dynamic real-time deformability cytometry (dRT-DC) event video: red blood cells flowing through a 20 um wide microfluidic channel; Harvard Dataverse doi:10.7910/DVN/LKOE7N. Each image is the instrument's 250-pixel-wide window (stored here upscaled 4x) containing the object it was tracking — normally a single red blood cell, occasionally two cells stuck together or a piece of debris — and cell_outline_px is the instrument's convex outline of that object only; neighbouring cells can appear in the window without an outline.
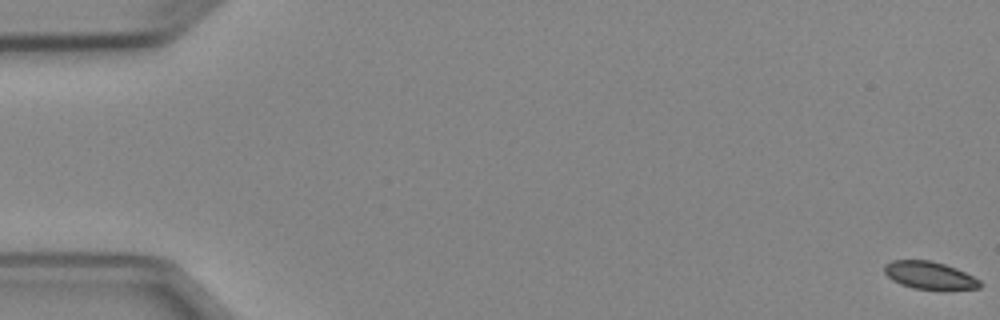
{"species": "Egyptian fruit bat (a non-hibernating species)", "species_latin": "Rousettus aegyptiacus", "temperature_condition": "cold", "stored_images_in_passage": 8, "camera_frame_rate_fps": 3000, "um_per_image_px": 0.085, "animal": {"sex": "female"}, "frame": {"image": 1, "passage_image": 1, "time_ms": 0.0, "image_size_px": [1000, 320], "cell_outline_px": [[980, 288], [940, 292], [912, 288], [900, 284], [892, 280], [884, 272], [884, 264], [892, 260], [932, 260], [956, 268], [980, 280]], "centroid_in_image_um": [79.02, 23.44], "position_along_channel_um": 6.0, "area_um2": 15.95}}
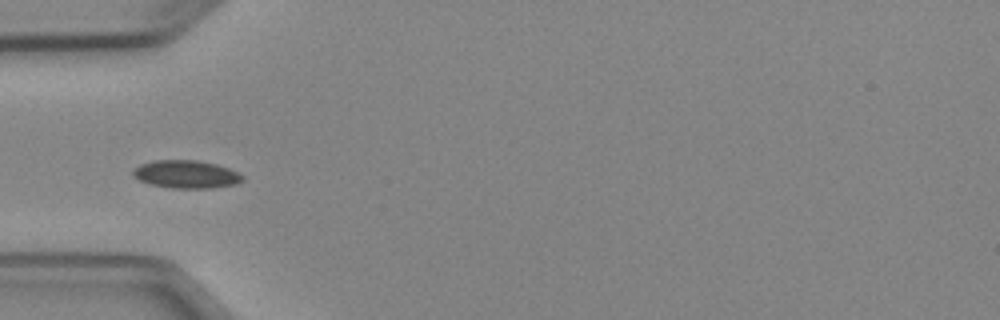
{"frame": {"image": 2, "passage_image": 5, "time_ms": 5.667, "image_size_px": [1000, 320], "cell_outline_px": [[244, 180], [236, 184], [212, 188], [172, 188], [148, 184], [132, 176], [132, 168], [140, 164], [156, 160], [196, 160], [216, 164], [228, 168], [244, 176]], "centroid_in_image_um": [15.79, 14.82], "position_along_channel_um": 69.2, "area_um2": 17.92}}
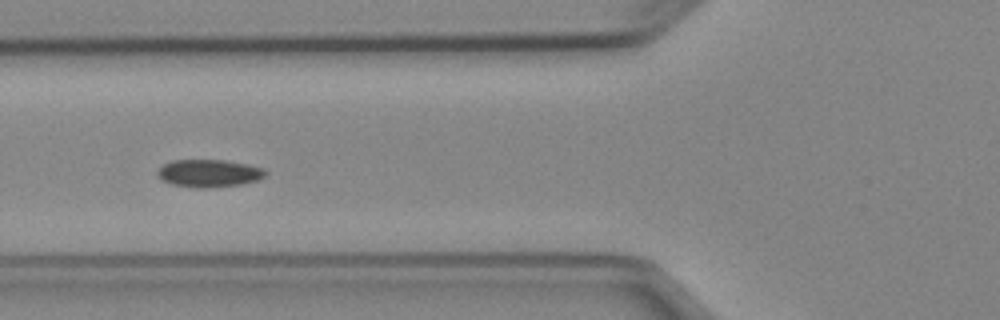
{"frame": {"image": 3, "passage_image": 6, "time_ms": 6.667, "image_size_px": [1000, 320], "cell_outline_px": [[268, 172], [264, 176], [256, 180], [244, 184], [204, 188], [192, 188], [172, 184], [160, 180], [156, 172], [164, 164], [172, 160], [224, 160], [248, 164], [264, 168]], "centroid_in_image_um": [17.75, 14.73], "position_along_channel_um": 108.0, "area_um2": 17.51}}